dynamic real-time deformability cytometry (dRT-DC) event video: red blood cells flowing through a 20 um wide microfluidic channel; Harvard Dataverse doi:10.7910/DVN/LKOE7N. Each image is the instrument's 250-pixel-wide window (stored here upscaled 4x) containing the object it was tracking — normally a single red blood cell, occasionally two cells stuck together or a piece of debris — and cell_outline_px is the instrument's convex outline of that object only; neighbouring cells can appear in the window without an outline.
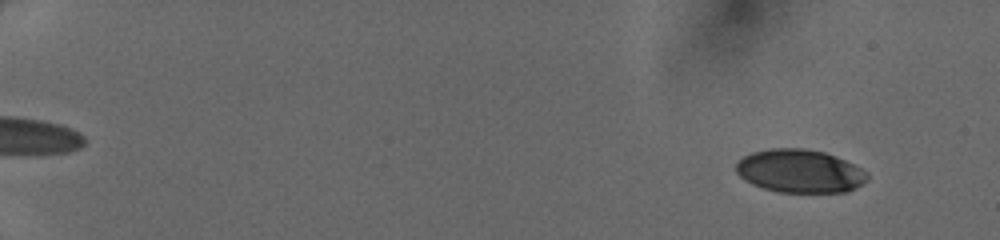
{"species": "human", "species_latin": "Homo sapiens", "temperature_condition": "cold", "stored_images_in_passage": 35, "camera_frame_rate_fps": 3000, "um_per_image_px": 0.085, "donor": {"sex": "female"}, "frame": {"image": 1, "passage_image": 3, "time_ms": 0.667, "image_size_px": [1000, 240], "cell_outline_px": [[868, 180], [856, 188], [848, 192], [780, 192], [764, 188], [752, 184], [744, 180], [736, 172], [736, 164], [744, 156], [752, 152], [768, 148], [804, 148], [824, 152], [836, 156], [868, 172]], "centroid_in_image_um": [67.99, 14.54], "position_along_channel_um": 17.0, "area_um2": 33.12}}
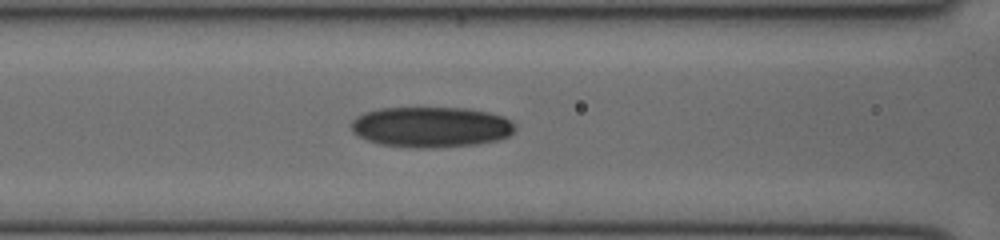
{"frame": {"image": 2, "passage_image": 16, "time_ms": 5.0, "image_size_px": [1000, 240], "cell_outline_px": [[516, 128], [508, 136], [500, 140], [480, 144], [432, 148], [408, 148], [380, 144], [356, 136], [352, 132], [348, 124], [356, 116], [364, 112], [380, 108], [464, 108], [488, 112], [504, 116], [516, 124]], "centroid_in_image_um": [36.61, 10.8], "position_along_channel_um": 130.0, "area_um2": 39.36}}
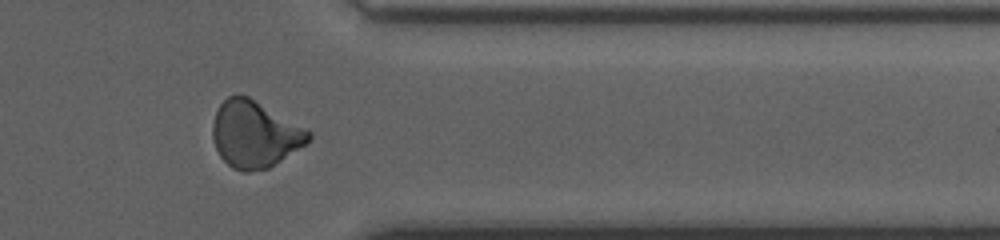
{"frame": {"image": 3, "passage_image": 30, "time_ms": 9.667, "image_size_px": [1000, 240], "cell_outline_px": [[312, 136], [308, 144], [268, 168], [248, 172], [244, 172], [232, 168], [220, 156], [216, 148], [212, 136], [212, 124], [216, 112], [220, 104], [228, 96], [248, 96], [312, 132]], "centroid_in_image_um": [21.66, 11.43], "position_along_channel_um": 389.7, "area_um2": 37.05}}